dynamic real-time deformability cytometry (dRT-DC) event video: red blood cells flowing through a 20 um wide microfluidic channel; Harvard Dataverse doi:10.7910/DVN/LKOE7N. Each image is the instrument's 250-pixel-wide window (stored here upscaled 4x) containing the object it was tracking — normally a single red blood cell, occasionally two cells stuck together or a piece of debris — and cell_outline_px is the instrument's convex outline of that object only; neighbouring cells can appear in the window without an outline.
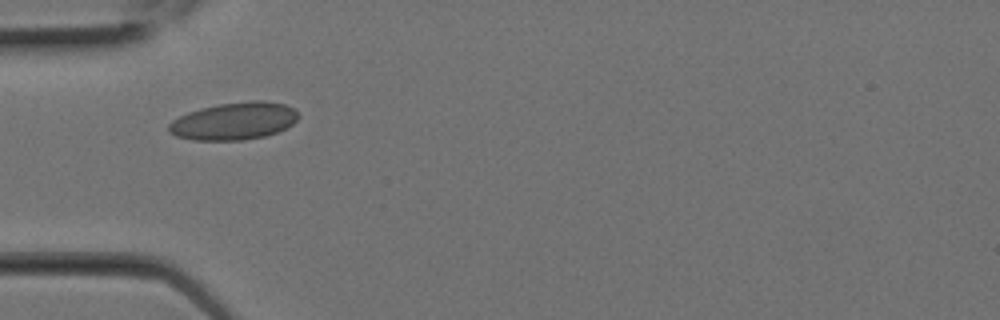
{"species": "Egyptian fruit bat (a non-hibernating species)", "species_latin": "Rousettus aegyptiacus", "temperature_condition": "room temperature", "stored_images_in_passage": 2, "camera_frame_rate_fps": 3000, "um_per_image_px": 0.085, "animal": {"sex": "female"}, "frame": {"image": 1, "passage_image": 2, "time_ms": 0.333, "image_size_px": [1000, 320], "cell_outline_px": [[300, 116], [292, 124], [276, 132], [264, 136], [244, 140], [192, 140], [176, 136], [168, 132], [168, 124], [172, 120], [188, 112], [200, 108], [220, 104], [252, 100], [264, 100], [284, 104], [292, 108]], "centroid_in_image_um": [19.86, 10.29], "position_along_channel_um": 65.1, "area_um2": 28.21}}